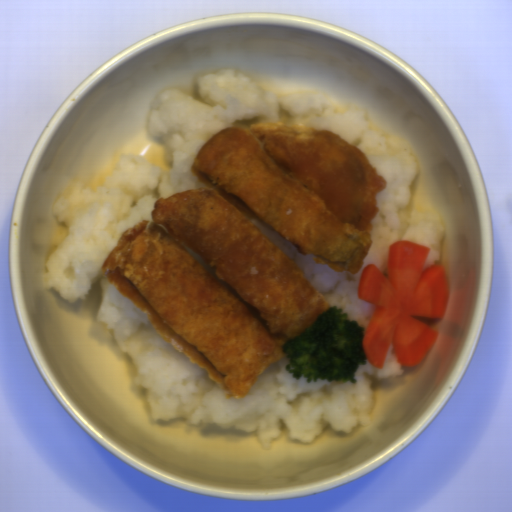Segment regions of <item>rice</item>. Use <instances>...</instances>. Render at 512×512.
<instances>
[{"label": "rice", "instance_id": "rice-1", "mask_svg": "<svg viewBox=\"0 0 512 512\" xmlns=\"http://www.w3.org/2000/svg\"><path fill=\"white\" fill-rule=\"evenodd\" d=\"M261 121L304 124L331 130L360 148L385 177L376 196L371 246L356 274L314 262L257 219L252 222L279 247L348 319L363 331L375 304L359 299L360 277L369 264L388 278L390 245L410 240L429 248L424 269L442 265L445 234L435 216L412 200L410 189L419 173L407 139L373 127L368 113L340 110L335 99L312 91L275 94L238 69L197 77L192 94L165 90L153 101L146 130L169 149L166 169L136 153L119 156L110 174L93 191L78 180L63 186L51 204V215L67 228L49 253L41 291H57L63 303L87 297L96 282L102 294L95 320L114 345L130 357L131 385L141 391L153 421L255 434L265 451L286 426L289 440L310 443L330 426L346 436L370 426L375 401L373 381L407 372L389 346L383 368L365 360L356 383L317 377L308 383L286 371L285 356L260 373L248 394L230 400L204 371L164 341L146 313L119 292L101 267L122 235L138 221L152 222L161 198L189 189H205L191 170L192 162L216 133L226 127H249Z\"/></svg>", "mask_w": 512, "mask_h": 512}]
</instances>
